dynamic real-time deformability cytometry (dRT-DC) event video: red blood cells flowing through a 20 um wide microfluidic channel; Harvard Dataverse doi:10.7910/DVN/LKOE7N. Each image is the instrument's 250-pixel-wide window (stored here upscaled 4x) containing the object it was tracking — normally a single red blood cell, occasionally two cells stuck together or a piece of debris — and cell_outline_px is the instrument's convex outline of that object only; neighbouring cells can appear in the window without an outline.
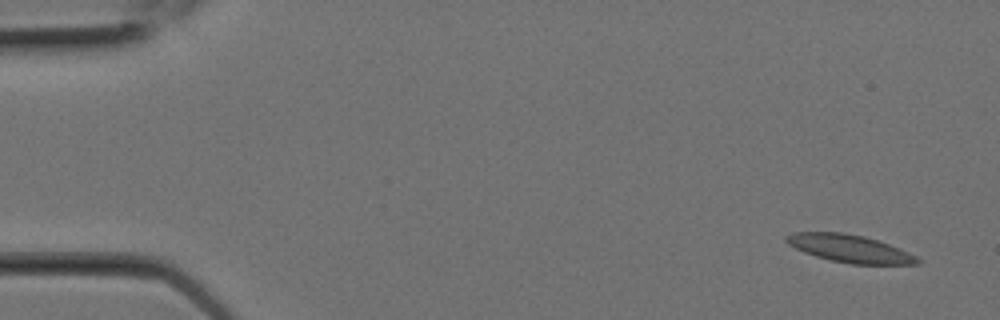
{"species": "Egyptian fruit bat (a non-hibernating species)", "species_latin": "Rousettus aegyptiacus", "temperature_condition": "room temperature", "stored_images_in_passage": 6, "camera_frame_rate_fps": 3000, "um_per_image_px": 0.085, "animal": {"sex": "female"}, "frame": {"image": 1, "passage_image": 1, "time_ms": 0.0, "image_size_px": [1000, 320], "cell_outline_px": [[920, 264], [852, 264], [832, 260], [816, 256], [804, 252], [788, 244], [784, 240], [784, 236], [796, 232], [844, 232], [864, 236], [900, 248], [916, 256], [920, 260]], "centroid_in_image_um": [72.21, 21.12], "position_along_channel_um": 12.8, "area_um2": 20.98}}
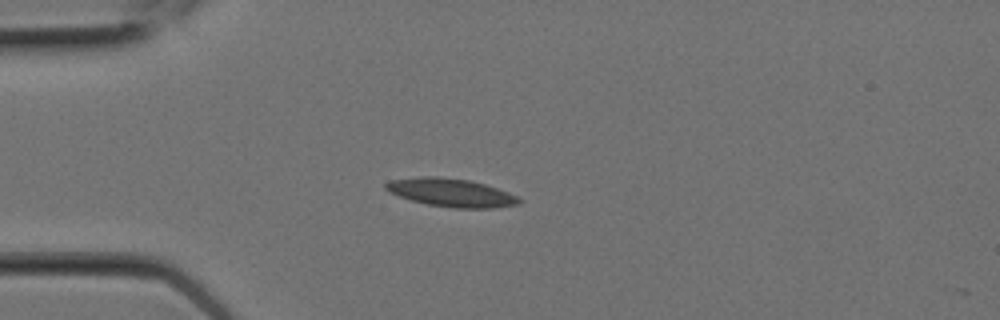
{"frame": {"image": 2, "passage_image": 5, "time_ms": 1.333, "image_size_px": [1000, 320], "cell_outline_px": [[524, 200], [520, 204], [492, 208], [456, 208], [428, 204], [412, 200], [388, 192], [384, 188], [384, 184], [388, 180], [420, 176], [436, 176], [468, 180], [484, 184], [508, 192]], "centroid_in_image_um": [38.33, 16.37], "position_along_channel_um": 46.7, "area_um2": 21.91}}